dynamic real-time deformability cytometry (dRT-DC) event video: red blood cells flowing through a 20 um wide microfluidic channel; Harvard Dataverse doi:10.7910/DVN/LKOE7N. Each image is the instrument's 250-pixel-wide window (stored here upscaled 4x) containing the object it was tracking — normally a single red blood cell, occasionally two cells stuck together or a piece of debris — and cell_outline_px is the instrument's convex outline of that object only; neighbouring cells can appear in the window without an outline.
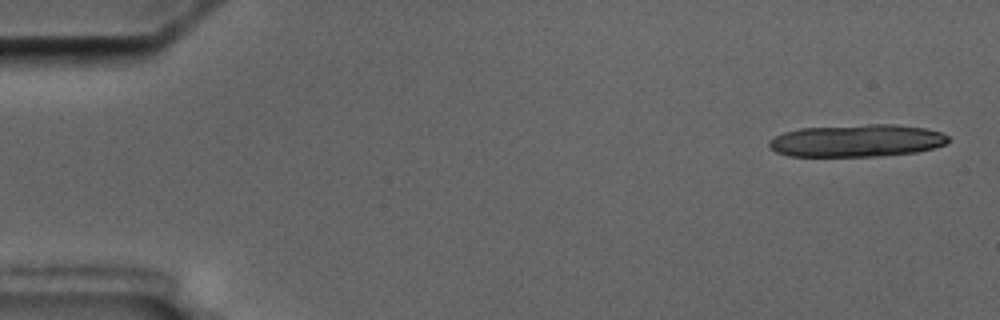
{"species": "common noctule bat (a hibernating species)", "species_latin": "Nyctalus noctula", "temperature_condition": "cold", "stored_images_in_passage": 4, "camera_frame_rate_fps": 3000, "um_per_image_px": 0.085, "animal": {"sex": "male", "body_mass_g": 17.5, "forearm_length_mm": 52.3}, "frame": {"image": 1, "passage_image": 1, "time_ms": 0.0, "image_size_px": [1000, 320], "cell_outline_px": [[948, 140], [944, 144], [932, 148], [916, 152], [876, 156], [788, 156], [776, 152], [768, 144], [768, 140], [784, 132], [800, 128], [868, 124], [896, 124], [924, 128], [940, 132], [948, 136]], "centroid_in_image_um": [72.8, 11.95], "position_along_channel_um": 12.2, "area_um2": 33.7}}